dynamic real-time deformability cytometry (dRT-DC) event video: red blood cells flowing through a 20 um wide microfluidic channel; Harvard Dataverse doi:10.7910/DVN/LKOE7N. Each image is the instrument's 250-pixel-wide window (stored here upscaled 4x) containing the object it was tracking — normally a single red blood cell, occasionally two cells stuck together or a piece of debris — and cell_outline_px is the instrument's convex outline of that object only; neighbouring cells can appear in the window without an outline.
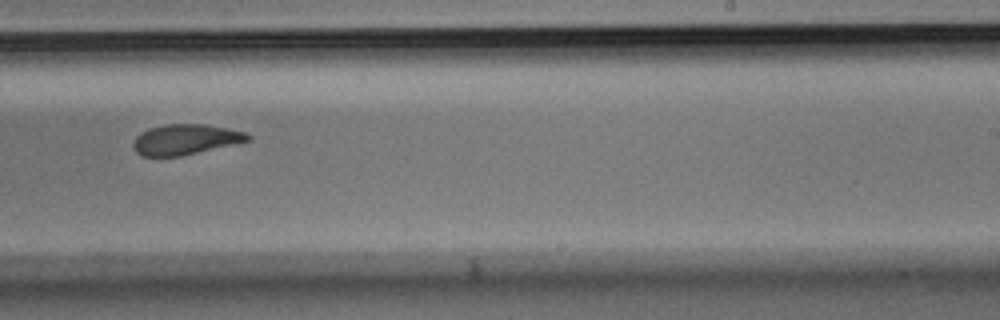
{"species": "Egyptian fruit bat (a non-hibernating species)", "species_latin": "Rousettus aegyptiacus", "temperature_condition": "room temperature", "stored_images_in_passage": 10, "camera_frame_rate_fps": 3000, "um_per_image_px": 0.085, "animal": {"sex": "male"}, "frame": {"image": 1, "passage_image": 9, "time_ms": 2.667, "image_size_px": [1000, 320], "cell_outline_px": [[252, 140], [180, 156], [140, 156], [132, 148], [132, 144], [136, 136], [140, 132], [148, 128], [164, 124], [208, 124], [228, 128], [244, 132], [252, 136]], "centroid_in_image_um": [15.74, 11.84], "position_along_channel_um": 273.3, "area_um2": 20.46}}
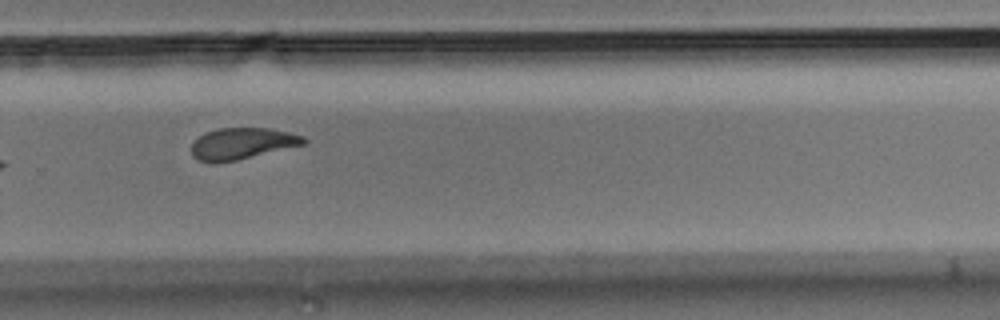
{"frame": {"image": 2, "passage_image": 10, "time_ms": 3.0, "image_size_px": [1000, 320], "cell_outline_px": [[308, 140], [304, 144], [236, 160], [212, 164], [196, 160], [192, 156], [192, 144], [204, 132], [216, 128], [268, 128], [288, 132], [304, 136]], "centroid_in_image_um": [20.53, 12.2], "position_along_channel_um": 309.3, "area_um2": 20.58}}